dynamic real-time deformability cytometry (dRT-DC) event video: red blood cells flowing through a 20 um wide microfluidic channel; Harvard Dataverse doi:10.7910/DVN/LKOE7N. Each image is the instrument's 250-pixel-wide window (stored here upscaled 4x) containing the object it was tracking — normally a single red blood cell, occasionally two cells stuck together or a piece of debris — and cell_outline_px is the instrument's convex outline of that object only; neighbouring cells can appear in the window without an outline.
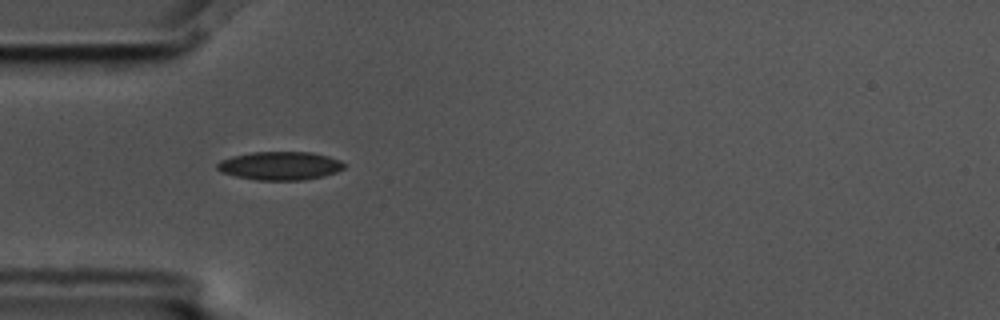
{"species": "common noctule bat (a hibernating species)", "species_latin": "Nyctalus noctula", "temperature_condition": "cold", "stored_images_in_passage": 10, "camera_frame_rate_fps": 3000, "um_per_image_px": 0.085, "animal": {"sex": "male", "body_mass_g": 17.5, "forearm_length_mm": 52.3}, "frame": {"image": 1, "passage_image": 4, "time_ms": 1.0, "image_size_px": [1000, 320], "cell_outline_px": [[344, 168], [336, 172], [324, 176], [304, 180], [256, 180], [236, 176], [220, 172], [216, 168], [216, 164], [220, 160], [232, 156], [252, 152], [312, 152], [328, 156], [340, 160], [344, 164]], "centroid_in_image_um": [23.78, 14.09], "position_along_channel_um": 61.2, "area_um2": 21.1}}